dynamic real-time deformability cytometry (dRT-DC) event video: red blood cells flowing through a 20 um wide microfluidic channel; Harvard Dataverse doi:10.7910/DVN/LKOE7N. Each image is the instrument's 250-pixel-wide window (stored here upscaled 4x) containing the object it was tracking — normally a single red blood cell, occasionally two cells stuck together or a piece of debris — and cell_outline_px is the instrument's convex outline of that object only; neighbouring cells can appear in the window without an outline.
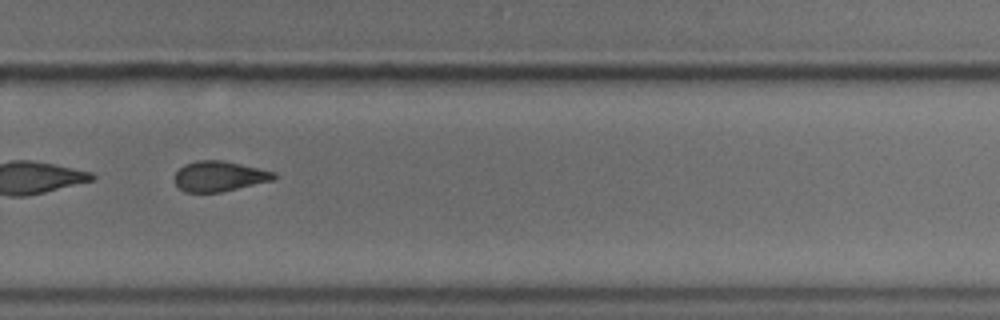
{"species": "common noctule bat (a hibernating species)", "species_latin": "Nyctalus noctula", "temperature_condition": "cold", "stored_images_in_passage": 36, "camera_frame_rate_fps": 3000, "um_per_image_px": 0.085, "animal": {"sex": "male", "body_mass_g": 18.8}, "frame": {"image": 1, "passage_image": 21, "time_ms": 6.667, "image_size_px": [1000, 320], "cell_outline_px": [[276, 176], [272, 180], [220, 192], [184, 192], [176, 184], [176, 172], [184, 164], [196, 160], [220, 160], [240, 164], [276, 172]], "centroid_in_image_um": [18.62, 14.97], "position_along_channel_um": 311.2, "area_um2": 17.22}, "authors_computed_cell_mechanics": {"area_um2": 18.2937, "velocity_mm_per_s": 3.7479, "shape_relaxation_time_tau1_ms": 4.1912, "shape_relaxation_time_tau2_ms": 3.2094, "deformation_change_tau1": 0.0864, "deformation_change_tau2": 0.1022}}